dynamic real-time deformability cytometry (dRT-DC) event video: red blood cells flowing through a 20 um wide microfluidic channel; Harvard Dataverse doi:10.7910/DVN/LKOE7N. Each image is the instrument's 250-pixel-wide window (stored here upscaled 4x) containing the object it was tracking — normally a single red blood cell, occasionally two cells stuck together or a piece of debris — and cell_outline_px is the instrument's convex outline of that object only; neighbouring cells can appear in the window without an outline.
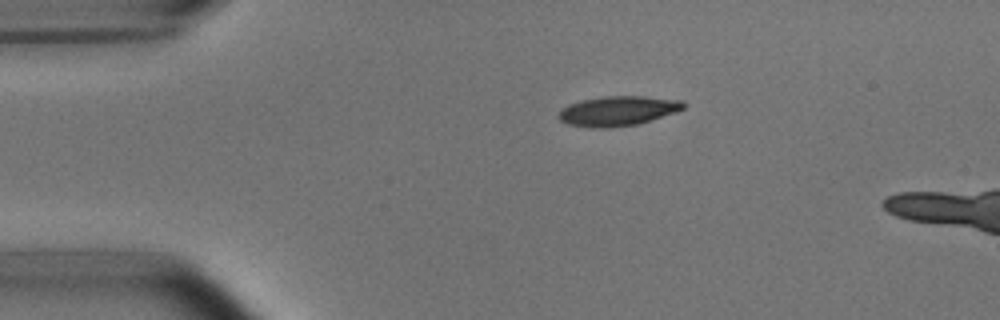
{"species": "common noctule bat (a hibernating species)", "species_latin": "Nyctalus noctula", "temperature_condition": "room temperature", "stored_images_in_passage": 6, "camera_frame_rate_fps": 3000, "um_per_image_px": 0.085, "animal": {"sex": "male", "body_mass_g": 15.6}, "frame": {"image": 1, "passage_image": 1, "time_ms": 0.0, "image_size_px": [1000, 320], "cell_outline_px": [[688, 104], [684, 108], [676, 112], [652, 120], [636, 124], [608, 128], [588, 128], [568, 124], [560, 120], [556, 116], [568, 104], [584, 100], [604, 96], [644, 96], [680, 100]], "centroid_in_image_um": [52.53, 9.43], "position_along_channel_um": 32.5, "area_um2": 21.68}}